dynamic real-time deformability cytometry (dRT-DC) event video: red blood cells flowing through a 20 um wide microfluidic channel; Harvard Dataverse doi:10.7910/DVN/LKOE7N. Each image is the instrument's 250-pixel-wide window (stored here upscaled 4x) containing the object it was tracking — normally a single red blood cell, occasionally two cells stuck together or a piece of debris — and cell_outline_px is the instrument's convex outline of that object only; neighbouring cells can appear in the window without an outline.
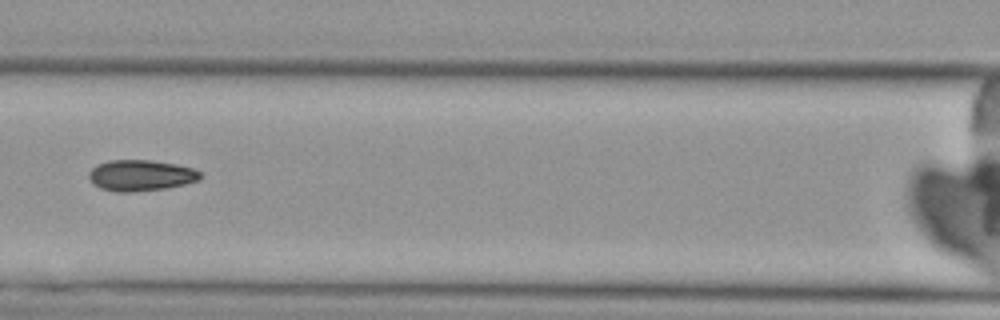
{"species": "Egyptian fruit bat (a non-hibernating species)", "species_latin": "Rousettus aegyptiacus", "temperature_condition": "cold", "stored_images_in_passage": 5, "camera_frame_rate_fps": 3000, "um_per_image_px": 0.085, "animal": {"sex": "female"}, "frame": {"image": 1, "passage_image": 5, "time_ms": 4.667, "image_size_px": [1000, 320], "cell_outline_px": [[200, 180], [168, 188], [132, 192], [116, 192], [100, 188], [92, 184], [88, 176], [88, 172], [96, 164], [108, 160], [148, 160], [176, 164], [192, 168], [200, 172]], "centroid_in_image_um": [11.92, 14.91], "position_along_channel_um": 154.7, "area_um2": 20.29}}